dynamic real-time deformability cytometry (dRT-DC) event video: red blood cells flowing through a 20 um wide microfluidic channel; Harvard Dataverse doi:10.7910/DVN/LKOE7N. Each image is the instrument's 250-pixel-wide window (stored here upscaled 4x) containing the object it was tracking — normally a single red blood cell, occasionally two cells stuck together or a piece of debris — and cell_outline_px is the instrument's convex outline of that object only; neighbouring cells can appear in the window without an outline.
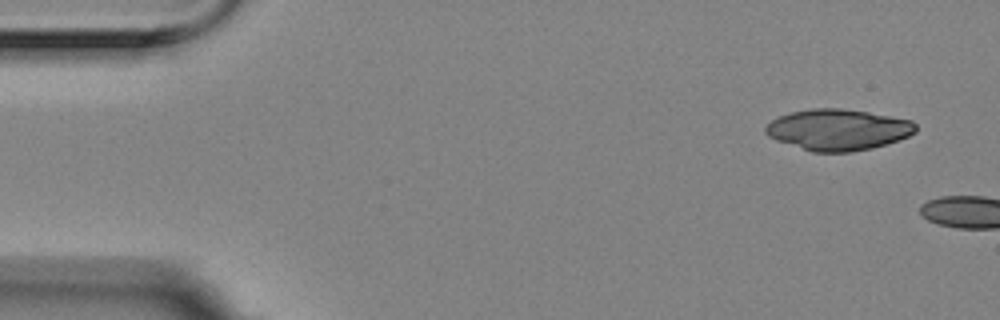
{"species": "Egyptian fruit bat (a non-hibernating species)", "species_latin": "Rousettus aegyptiacus", "temperature_condition": "room temperature", "stored_images_in_passage": 3, "camera_frame_rate_fps": 3000, "um_per_image_px": 0.085, "animal": {"sex": "female"}, "frame": {"image": 1, "passage_image": 1, "time_ms": 0.0, "image_size_px": [1000, 320], "cell_outline_px": [[916, 132], [900, 140], [872, 148], [852, 152], [812, 152], [776, 140], [768, 136], [764, 132], [764, 128], [772, 120], [780, 116], [792, 112], [812, 108], [840, 108], [868, 112], [912, 120], [916, 124]], "centroid_in_image_um": [71.24, 11.03], "position_along_channel_um": 13.8, "area_um2": 36.01}}